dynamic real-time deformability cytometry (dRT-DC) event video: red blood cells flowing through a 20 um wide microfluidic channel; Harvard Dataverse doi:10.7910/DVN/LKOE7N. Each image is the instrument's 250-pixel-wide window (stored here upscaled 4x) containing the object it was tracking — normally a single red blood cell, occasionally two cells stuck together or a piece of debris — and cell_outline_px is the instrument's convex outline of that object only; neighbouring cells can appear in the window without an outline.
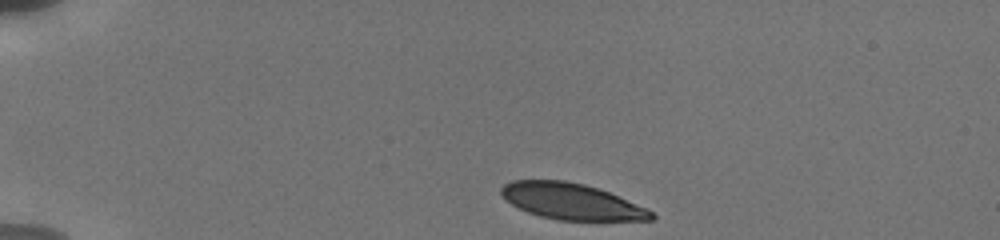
{"species": "human", "species_latin": "Homo sapiens", "temperature_condition": "cold", "stored_images_in_passage": 7, "camera_frame_rate_fps": 3000, "um_per_image_px": 0.085, "donor": {"sex": "male"}, "frame": {"image": 1, "passage_image": 1, "time_ms": 0.0, "image_size_px": [1000, 240], "cell_outline_px": [[656, 216], [652, 220], [556, 220], [540, 216], [528, 212], [512, 204], [500, 192], [500, 188], [504, 184], [512, 180], [564, 180], [584, 184], [608, 192], [648, 208]], "centroid_in_image_um": [48.58, 17.12], "position_along_channel_um": 36.4, "area_um2": 31.39}}
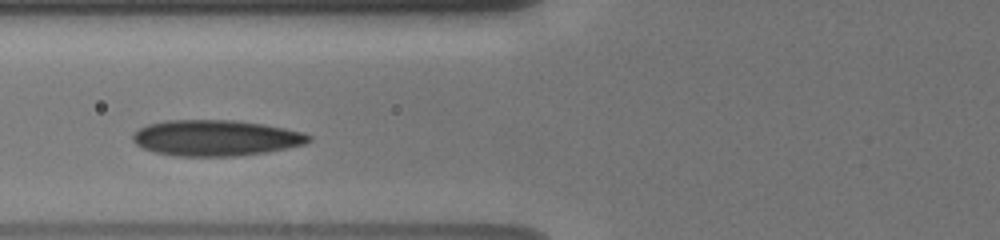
{"frame": {"image": 2, "passage_image": 4, "time_ms": 3.667, "image_size_px": [1000, 240], "cell_outline_px": [[312, 140], [304, 144], [268, 152], [240, 156], [176, 156], [156, 152], [144, 148], [136, 144], [132, 140], [132, 132], [148, 124], [164, 120], [236, 120], [264, 124], [304, 132], [312, 136]], "centroid_in_image_um": [18.35, 11.72], "position_along_channel_um": 107.5, "area_um2": 37.05}}
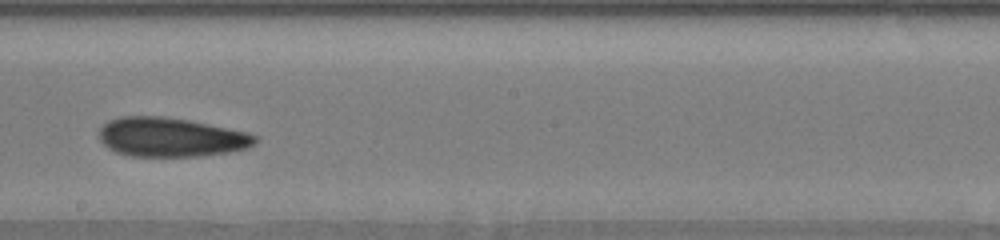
{"frame": {"image": 3, "passage_image": 7, "time_ms": 7.0, "image_size_px": [1000, 240], "cell_outline_px": [[256, 144], [244, 148], [228, 152], [200, 156], [128, 156], [116, 152], [108, 148], [100, 140], [100, 128], [108, 120], [120, 116], [164, 116], [188, 120], [244, 132], [256, 136]], "centroid_in_image_um": [14.46, 11.66], "position_along_channel_um": 233.7, "area_um2": 35.32}}